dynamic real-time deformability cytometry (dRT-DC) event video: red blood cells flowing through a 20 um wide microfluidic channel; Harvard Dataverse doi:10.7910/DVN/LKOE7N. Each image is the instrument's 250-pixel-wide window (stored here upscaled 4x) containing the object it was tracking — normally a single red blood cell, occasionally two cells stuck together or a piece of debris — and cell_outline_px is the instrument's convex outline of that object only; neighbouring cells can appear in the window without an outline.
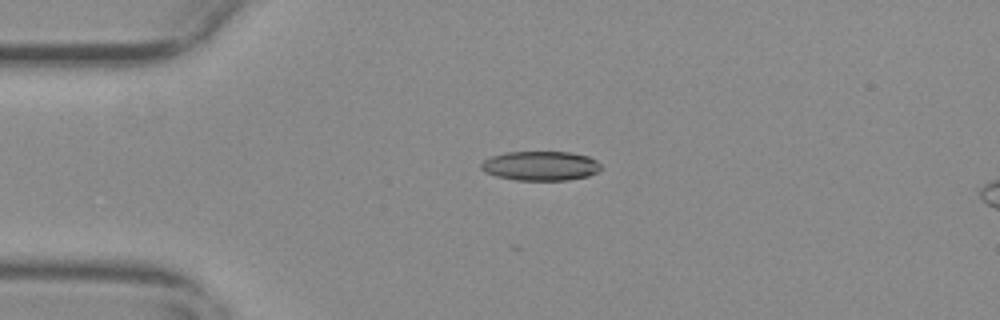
{"species": "common noctule bat (a hibernating species)", "species_latin": "Nyctalus noctula", "temperature_condition": "warm", "stored_images_in_passage": 46, "camera_frame_rate_fps": 3000, "um_per_image_px": 0.085, "animal": {"sex": "female", "body_mass_g": 29.2, "forearm_length_mm": 56.3}, "frame": {"image": 1, "passage_image": 3, "time_ms": 0.667, "image_size_px": [1000, 320], "cell_outline_px": [[600, 168], [596, 172], [588, 176], [568, 180], [516, 180], [496, 176], [484, 172], [480, 168], [480, 164], [484, 160], [492, 156], [508, 152], [568, 152], [588, 156], [596, 160], [600, 164]], "centroid_in_image_um": [45.92, 14.1], "position_along_channel_um": 39.1, "area_um2": 20.46}}
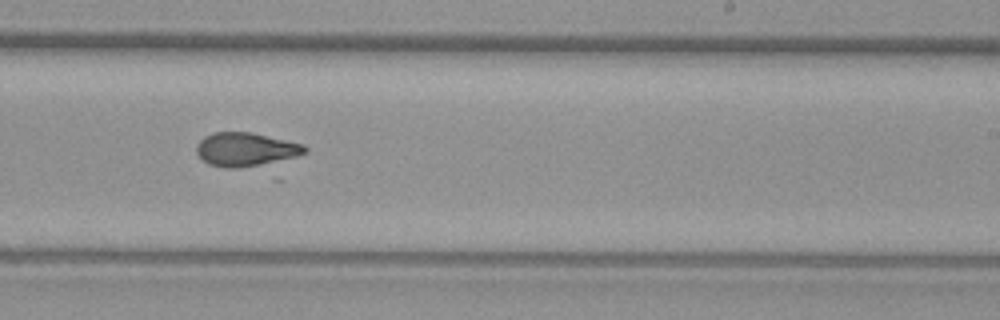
{"frame": {"image": 2, "passage_image": 24, "time_ms": 7.667, "image_size_px": [1000, 320], "cell_outline_px": [[308, 152], [296, 156], [260, 164], [240, 168], [224, 168], [208, 164], [196, 152], [196, 144], [204, 136], [212, 132], [252, 132], [304, 144], [308, 148]], "centroid_in_image_um": [20.86, 12.68], "position_along_channel_um": 268.1, "area_um2": 21.21}}
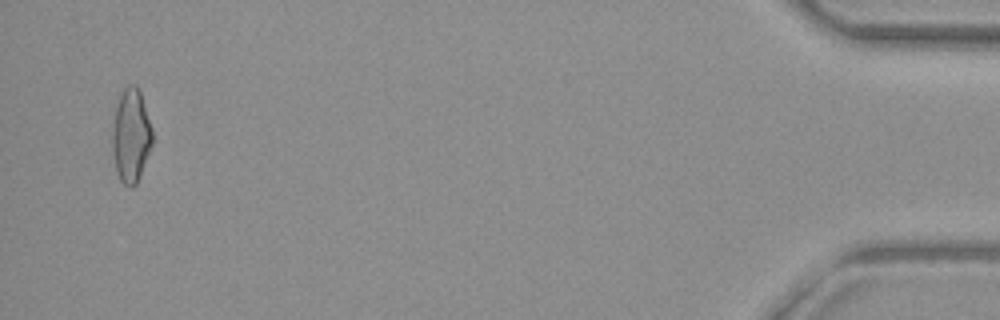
{"frame": {"image": 3, "passage_image": 44, "time_ms": 14.333, "image_size_px": [1000, 320], "cell_outline_px": [[152, 144], [140, 176], [136, 184], [132, 188], [128, 188], [120, 180], [116, 172], [112, 152], [112, 128], [116, 104], [120, 92], [128, 84], [136, 84], [140, 92], [152, 128]], "centroid_in_image_um": [11.11, 11.53], "position_along_channel_um": 424.1, "area_um2": 22.08}}